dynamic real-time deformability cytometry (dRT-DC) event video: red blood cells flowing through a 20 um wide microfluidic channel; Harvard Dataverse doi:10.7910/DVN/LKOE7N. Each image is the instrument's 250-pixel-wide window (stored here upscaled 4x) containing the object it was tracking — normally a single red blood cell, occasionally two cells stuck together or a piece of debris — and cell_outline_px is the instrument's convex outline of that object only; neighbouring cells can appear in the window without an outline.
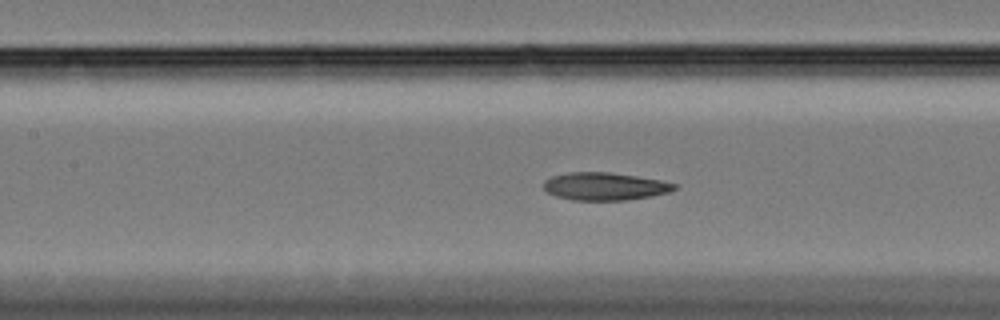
{"species": "Egyptian fruit bat (a non-hibernating species)", "species_latin": "Rousettus aegyptiacus", "temperature_condition": "cold", "stored_images_in_passage": 59, "camera_frame_rate_fps": 3000, "um_per_image_px": 0.085, "animal": {"sex": "female"}, "frame": {"image": 1, "passage_image": 25, "time_ms": 8.0, "image_size_px": [1000, 320], "cell_outline_px": [[676, 188], [668, 192], [628, 200], [572, 200], [556, 196], [548, 192], [544, 188], [544, 180], [552, 176], [568, 172], [608, 172], [636, 176], [660, 180], [676, 184]], "centroid_in_image_um": [51.37, 15.83], "position_along_channel_um": 156.0, "area_um2": 20.92}}
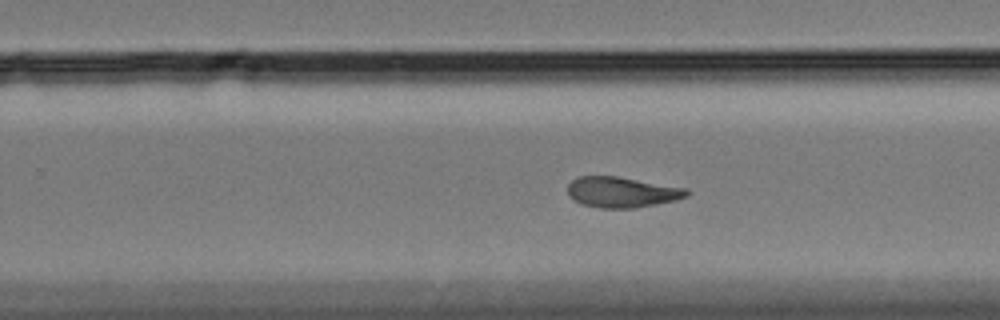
{"frame": {"image": 2, "passage_image": 36, "time_ms": 11.667, "image_size_px": [1000, 320], "cell_outline_px": [[688, 196], [676, 200], [656, 204], [632, 208], [600, 208], [580, 204], [568, 196], [568, 184], [576, 176], [616, 176], [688, 188]], "centroid_in_image_um": [52.83, 16.33], "position_along_channel_um": 277.0, "area_um2": 21.33}}
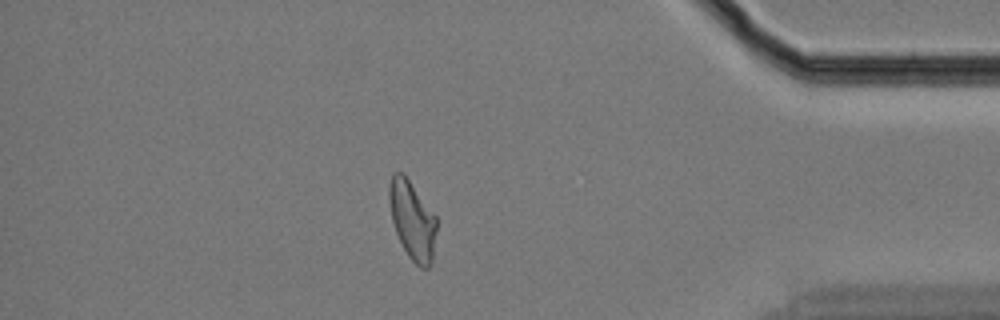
{"frame": {"image": 3, "passage_image": 50, "time_ms": 16.333, "image_size_px": [1000, 320], "cell_outline_px": [[436, 232], [432, 264], [428, 268], [420, 268], [408, 256], [396, 232], [392, 220], [388, 196], [388, 188], [392, 176], [396, 172], [404, 172], [436, 216]], "centroid_in_image_um": [35.05, 18.71], "position_along_channel_um": 400.1, "area_um2": 21.68}, "authors_computed_cell_mechanics": {"area_um2": 21.9062, "velocity_mm_per_s": 3.3128, "shape_relaxation_time_tau1_ms": null, "shape_relaxation_time_tau2_ms": 4.5202, "deformation_change_tau1": null, "deformation_change_tau2": 0.1186}}